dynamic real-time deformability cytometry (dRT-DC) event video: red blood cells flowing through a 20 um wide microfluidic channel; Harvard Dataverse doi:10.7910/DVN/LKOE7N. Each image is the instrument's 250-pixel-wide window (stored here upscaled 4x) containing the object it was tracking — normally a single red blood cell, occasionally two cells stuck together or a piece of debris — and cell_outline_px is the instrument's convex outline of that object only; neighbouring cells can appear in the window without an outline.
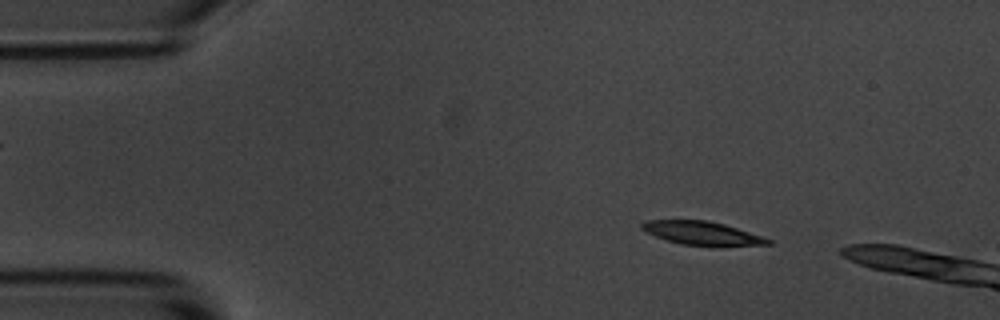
{"species": "common noctule bat (a hibernating species)", "species_latin": "Nyctalus noctula", "temperature_condition": "room temperature", "stored_images_in_passage": 5, "camera_frame_rate_fps": 3000, "um_per_image_px": 0.085, "animal": {"sex": "male", "body_mass_g": 20.1, "forearm_length_mm": 53.5}, "frame": {"image": 1, "passage_image": 2, "time_ms": 1.0, "image_size_px": [1000, 320], "cell_outline_px": [[772, 244], [680, 244], [656, 236], [640, 228], [640, 224], [648, 220], [708, 220], [724, 224], [764, 236], [772, 240]], "centroid_in_image_um": [59.65, 19.78], "position_along_channel_um": 25.4, "area_um2": 16.53}}